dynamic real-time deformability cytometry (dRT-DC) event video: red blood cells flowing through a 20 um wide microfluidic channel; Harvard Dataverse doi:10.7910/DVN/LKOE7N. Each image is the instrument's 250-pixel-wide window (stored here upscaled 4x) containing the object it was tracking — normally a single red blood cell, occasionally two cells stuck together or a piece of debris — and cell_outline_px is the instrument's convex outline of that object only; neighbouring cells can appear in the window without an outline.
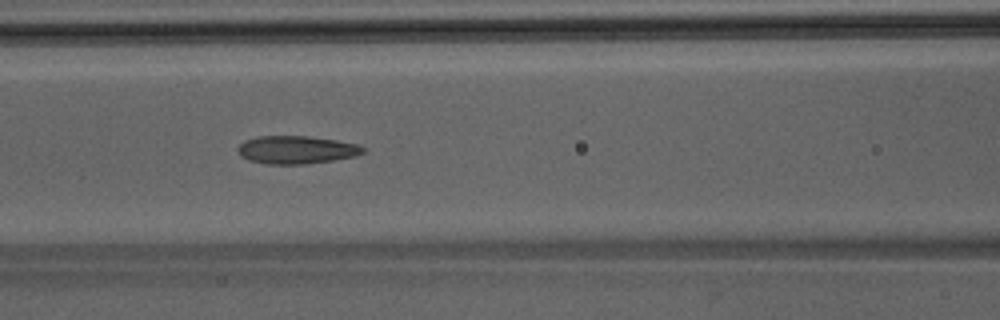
{"species": "Egyptian fruit bat (a non-hibernating species)", "species_latin": "Rousettus aegyptiacus", "temperature_condition": "room temperature", "stored_images_in_passage": 38, "camera_frame_rate_fps": 3000, "um_per_image_px": 0.085, "animal": {"sex": "male"}, "frame": {"image": 1, "passage_image": 22, "time_ms": 7.0, "image_size_px": [1000, 320], "cell_outline_px": [[364, 152], [356, 156], [332, 160], [304, 164], [264, 164], [248, 160], [240, 156], [236, 148], [244, 140], [256, 136], [308, 136], [336, 140], [360, 144], [364, 148]], "centroid_in_image_um": [25.16, 12.73], "position_along_channel_um": 141.4, "area_um2": 20.58}}
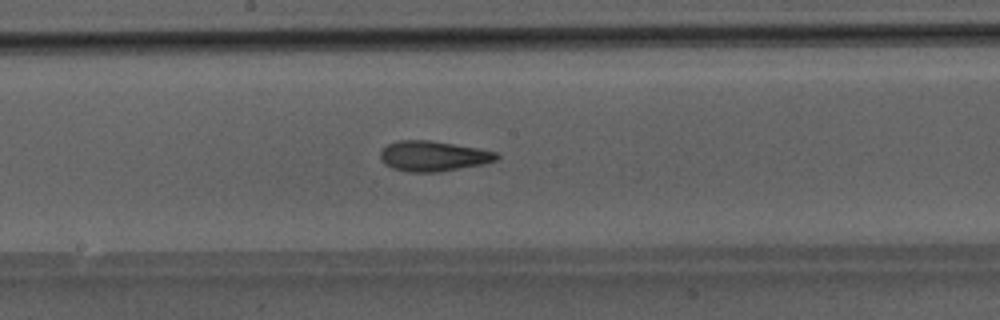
{"frame": {"image": 2, "passage_image": 27, "time_ms": 8.667, "image_size_px": [1000, 320], "cell_outline_px": [[500, 156], [496, 160], [484, 164], [440, 172], [408, 172], [392, 168], [384, 164], [380, 156], [380, 152], [388, 144], [400, 140], [428, 140], [476, 148], [496, 152]], "centroid_in_image_um": [36.82, 13.28], "position_along_channel_um": 211.4, "area_um2": 20.4}}